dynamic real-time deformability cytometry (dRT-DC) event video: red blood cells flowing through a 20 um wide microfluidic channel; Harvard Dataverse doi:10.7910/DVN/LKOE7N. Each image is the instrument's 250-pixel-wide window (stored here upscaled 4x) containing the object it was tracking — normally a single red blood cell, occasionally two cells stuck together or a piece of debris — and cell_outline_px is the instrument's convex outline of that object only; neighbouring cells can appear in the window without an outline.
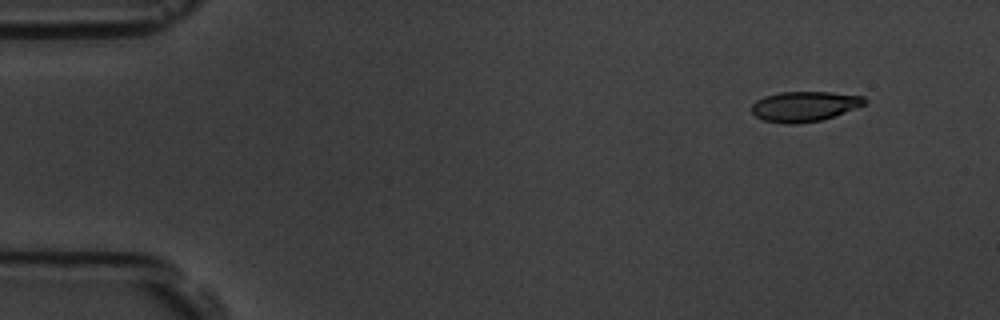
{"species": "common noctule bat (a hibernating species)", "species_latin": "Nyctalus noctula", "temperature_condition": "room temperature", "stored_images_in_passage": 7, "camera_frame_rate_fps": 3000, "um_per_image_px": 0.085, "animal": {"sex": "male", "body_mass_g": 19.5, "forearm_length_mm": 54.6}, "frame": {"image": 1, "passage_image": 2, "time_ms": 1.333, "image_size_px": [1000, 320], "cell_outline_px": [[868, 104], [820, 120], [796, 124], [784, 124], [764, 120], [756, 116], [752, 112], [752, 104], [756, 100], [764, 96], [780, 92], [832, 92], [864, 96], [868, 100]], "centroid_in_image_um": [68.4, 9.03], "position_along_channel_um": 16.6, "area_um2": 19.88}}
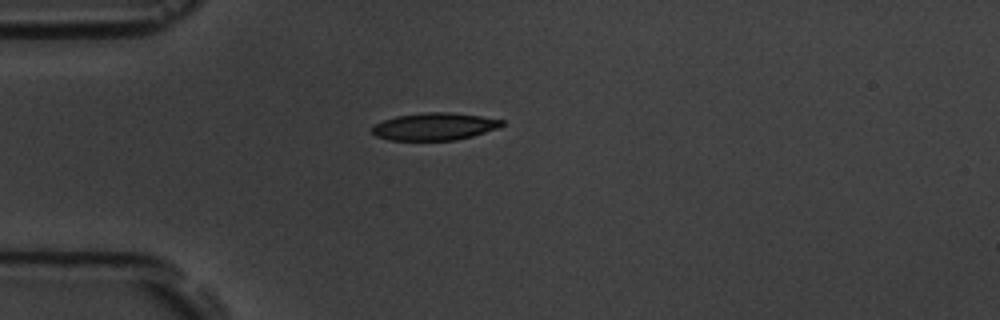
{"frame": {"image": 2, "passage_image": 5, "time_ms": 4.667, "image_size_px": [1000, 320], "cell_outline_px": [[504, 124], [496, 128], [472, 136], [456, 140], [388, 140], [376, 136], [372, 132], [372, 128], [376, 124], [384, 120], [396, 116], [424, 112], [448, 112], [480, 116], [504, 120]], "centroid_in_image_um": [36.91, 10.75], "position_along_channel_um": 48.1, "area_um2": 20.52}}
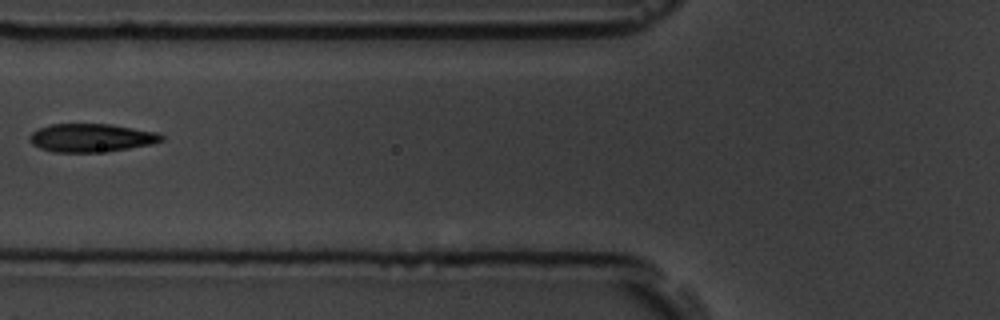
{"frame": {"image": 3, "passage_image": 7, "time_ms": 7.0, "image_size_px": [1000, 320], "cell_outline_px": [[164, 140], [152, 144], [104, 152], [56, 152], [40, 148], [32, 144], [28, 140], [28, 136], [36, 128], [52, 124], [108, 124], [156, 132], [164, 136]], "centroid_in_image_um": [7.72, 11.71], "position_along_channel_um": 118.1, "area_um2": 21.73}}